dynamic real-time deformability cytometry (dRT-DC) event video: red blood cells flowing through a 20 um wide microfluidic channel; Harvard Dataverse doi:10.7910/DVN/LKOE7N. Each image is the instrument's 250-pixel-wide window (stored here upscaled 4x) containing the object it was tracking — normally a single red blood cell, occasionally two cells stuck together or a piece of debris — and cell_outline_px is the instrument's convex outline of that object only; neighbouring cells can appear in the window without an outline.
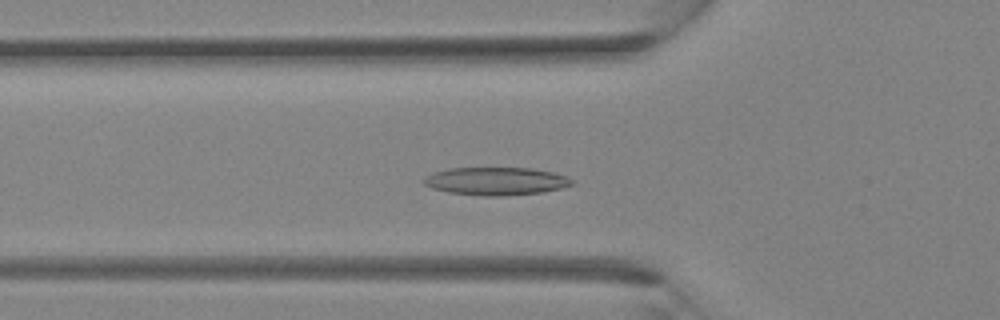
{"species": "Egyptian fruit bat (a non-hibernating species)", "species_latin": "Rousettus aegyptiacus", "temperature_condition": "room temperature", "stored_images_in_passage": 31, "camera_frame_rate_fps": 3000, "um_per_image_px": 0.085, "animal": {"sex": "female"}, "frame": {"image": 1, "passage_image": 7, "time_ms": 2.0, "image_size_px": [1000, 320], "cell_outline_px": [[576, 184], [544, 192], [504, 196], [484, 196], [448, 192], [432, 188], [424, 184], [420, 180], [432, 172], [448, 168], [532, 168], [552, 172], [568, 176], [576, 180]], "centroid_in_image_um": [42.18, 15.4], "position_along_channel_um": 83.6, "area_um2": 24.45}}
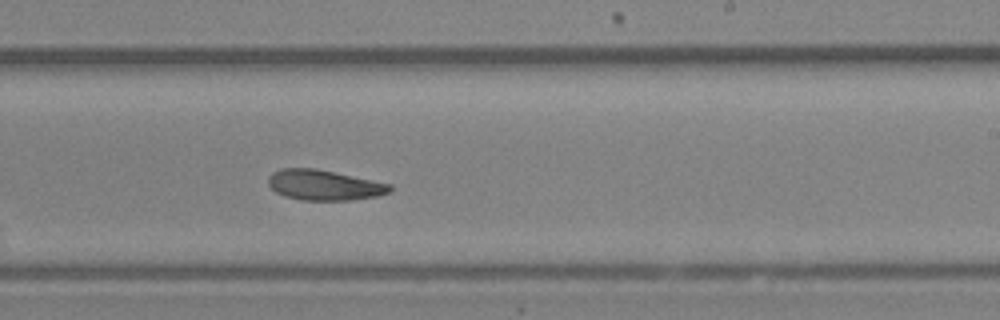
{"frame": {"image": 2, "passage_image": 17, "time_ms": 5.333, "image_size_px": [1000, 320], "cell_outline_px": [[392, 188], [388, 192], [376, 196], [352, 200], [300, 200], [284, 196], [276, 192], [268, 184], [268, 176], [272, 172], [280, 168], [316, 168], [392, 184]], "centroid_in_image_um": [27.52, 15.72], "position_along_channel_um": 261.5, "area_um2": 21.56}}
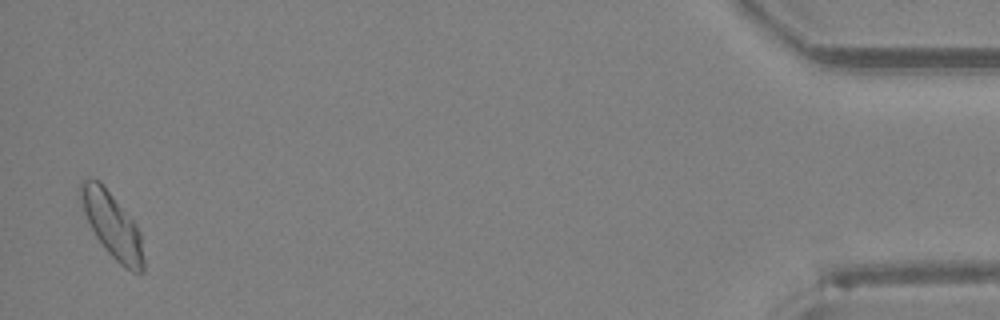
{"frame": {"image": 3, "passage_image": 31, "time_ms": 10.0, "image_size_px": [1000, 320], "cell_outline_px": [[144, 272], [132, 272], [124, 268], [104, 248], [96, 236], [84, 212], [80, 200], [80, 180], [88, 176], [100, 180], [136, 224], [140, 232], [144, 260]], "centroid_in_image_um": [9.53, 19.11], "position_along_channel_um": 425.7, "area_um2": 23.87}}